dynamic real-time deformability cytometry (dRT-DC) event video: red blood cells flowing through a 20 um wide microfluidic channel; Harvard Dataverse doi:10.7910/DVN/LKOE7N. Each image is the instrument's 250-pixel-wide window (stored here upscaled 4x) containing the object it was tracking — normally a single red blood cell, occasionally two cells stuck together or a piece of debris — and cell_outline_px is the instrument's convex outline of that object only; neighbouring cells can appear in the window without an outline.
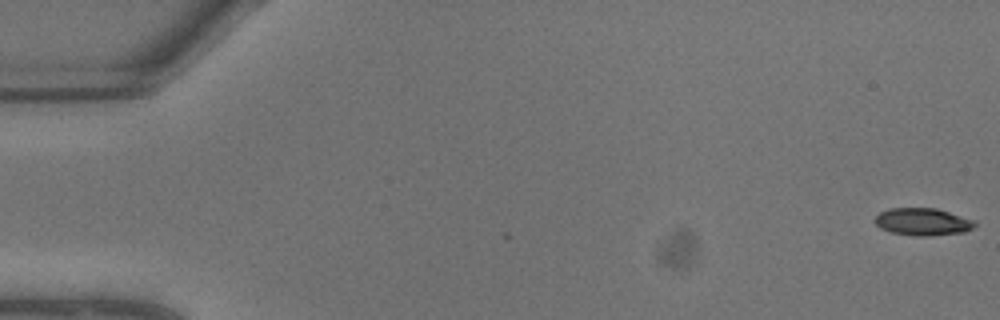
{"species": "common noctule bat (a hibernating species)", "species_latin": "Nyctalus noctula", "temperature_condition": "warm", "stored_images_in_passage": 9, "camera_frame_rate_fps": 3000, "um_per_image_px": 0.085, "animal": {"sex": "male", "body_mass_g": 13.3}, "frame": {"image": 1, "passage_image": 1, "time_ms": 0.0, "image_size_px": [1000, 320], "cell_outline_px": [[976, 224], [972, 228], [964, 232], [928, 236], [916, 236], [892, 232], [880, 228], [876, 224], [876, 216], [880, 212], [888, 208], [936, 208], [976, 220]], "centroid_in_image_um": [78.45, 18.84], "position_along_channel_um": 6.5, "area_um2": 15.9}}
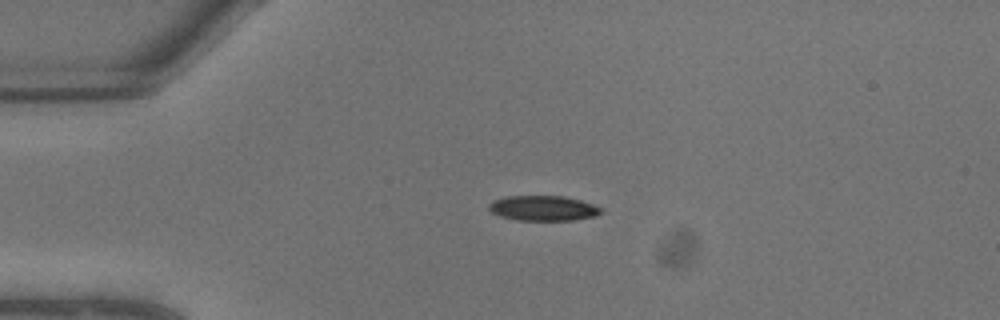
{"frame": {"image": 2, "passage_image": 6, "time_ms": 1.667, "image_size_px": [1000, 320], "cell_outline_px": [[604, 212], [596, 216], [572, 220], [516, 220], [500, 216], [492, 212], [488, 208], [488, 204], [492, 200], [508, 196], [564, 196], [580, 200], [604, 208]], "centroid_in_image_um": [46.19, 17.69], "position_along_channel_um": 38.8, "area_um2": 16.53}}
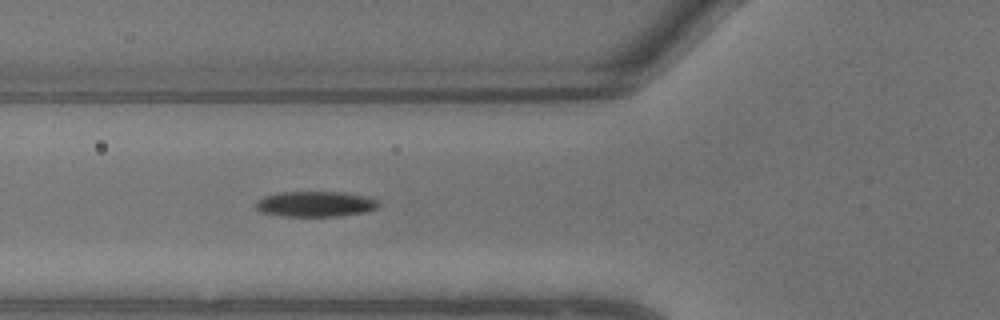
{"frame": {"image": 3, "passage_image": 9, "time_ms": 2.667, "image_size_px": [1000, 320], "cell_outline_px": [[380, 204], [376, 208], [364, 212], [340, 216], [280, 216], [260, 212], [256, 208], [256, 200], [264, 196], [280, 192], [340, 192], [368, 196], [380, 200]], "centroid_in_image_um": [26.81, 17.34], "position_along_channel_um": 99.0, "area_um2": 18.38}}